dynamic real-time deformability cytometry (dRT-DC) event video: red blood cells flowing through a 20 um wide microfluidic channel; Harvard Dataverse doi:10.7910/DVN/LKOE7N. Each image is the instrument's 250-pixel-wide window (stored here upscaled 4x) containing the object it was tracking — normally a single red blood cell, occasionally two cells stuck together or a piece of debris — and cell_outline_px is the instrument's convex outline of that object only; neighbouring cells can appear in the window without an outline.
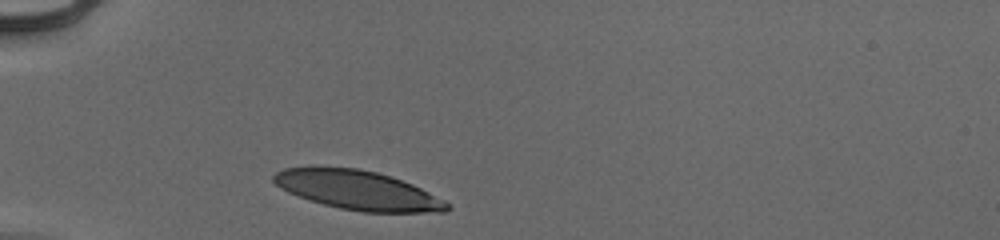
{"species": "human", "species_latin": "Homo sapiens", "temperature_condition": "cold", "stored_images_in_passage": 29, "camera_frame_rate_fps": 3000, "um_per_image_px": 0.085, "donor": {"sex": "male"}, "frame": {"image": 1, "passage_image": 1, "time_ms": 0.0, "image_size_px": [1000, 240], "cell_outline_px": [[452, 208], [448, 212], [364, 212], [340, 208], [308, 200], [288, 192], [280, 188], [272, 180], [272, 176], [276, 172], [284, 168], [308, 164], [356, 168], [376, 172], [392, 176], [412, 184], [452, 204]], "centroid_in_image_um": [30.36, 16.13], "position_along_channel_um": 54.6, "area_um2": 40.29}}
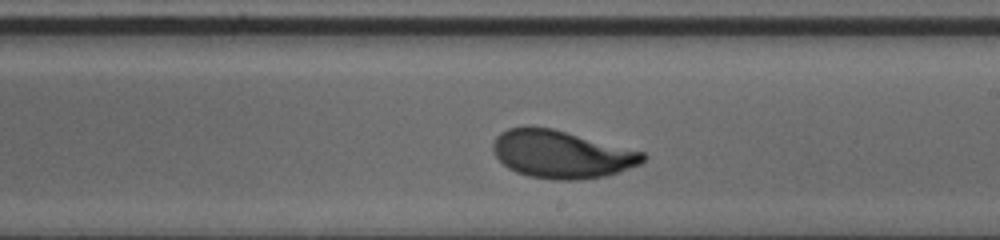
{"frame": {"image": 2, "passage_image": 17, "time_ms": 5.333, "image_size_px": [1000, 240], "cell_outline_px": [[644, 160], [640, 164], [620, 172], [604, 176], [580, 180], [552, 180], [528, 176], [516, 172], [508, 168], [496, 156], [492, 148], [492, 144], [496, 136], [500, 132], [508, 128], [552, 128], [644, 152]], "centroid_in_image_um": [47.72, 13.13], "position_along_channel_um": 241.3, "area_um2": 41.38}}
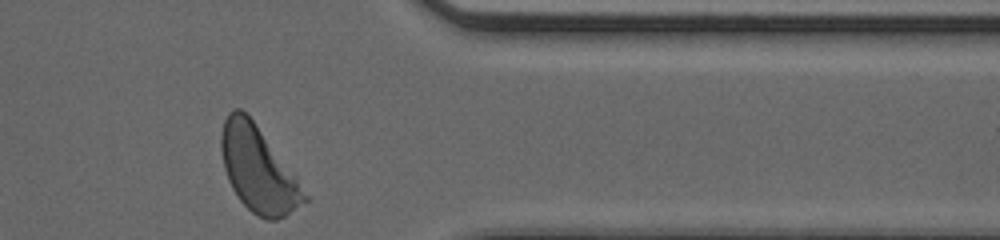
{"frame": {"image": 3, "passage_image": 29, "time_ms": 9.333, "image_size_px": [1000, 240], "cell_outline_px": [[308, 200], [284, 216], [276, 220], [268, 220], [256, 216], [240, 200], [232, 188], [228, 180], [224, 168], [220, 148], [220, 136], [224, 120], [228, 112], [236, 108], [240, 108], [252, 120], [296, 176], [308, 196]], "centroid_in_image_um": [21.92, 14.4], "position_along_channel_um": 389.5, "area_um2": 40.86}, "authors_computed_cell_mechanics": {"area_um2": 41.1536, "velocity_mm_per_s": 3.9086, "shape_relaxation_time_tau1_ms": 2.2508, "shape_relaxation_time_tau2_ms": null, "deformation_change_tau1": 0.1377, "deformation_change_tau2": null}}